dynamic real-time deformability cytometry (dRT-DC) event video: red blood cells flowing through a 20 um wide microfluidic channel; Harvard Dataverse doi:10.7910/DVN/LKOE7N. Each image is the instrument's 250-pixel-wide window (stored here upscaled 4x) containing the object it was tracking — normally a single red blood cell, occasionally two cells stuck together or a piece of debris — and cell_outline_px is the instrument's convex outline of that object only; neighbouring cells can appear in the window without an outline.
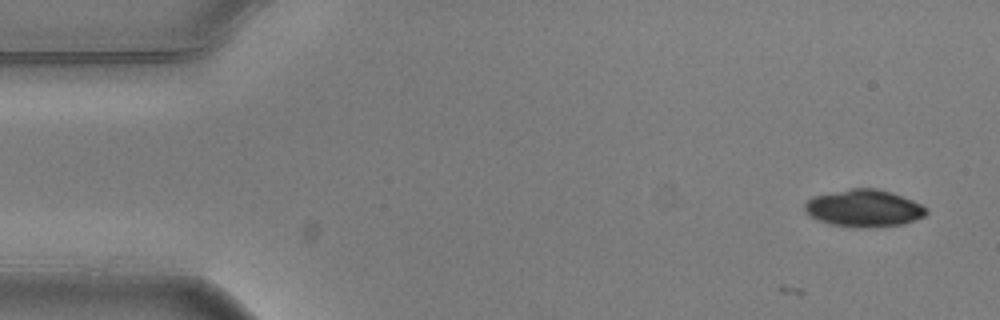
{"species": "common noctule bat (a hibernating species)", "species_latin": "Nyctalus noctula", "temperature_condition": "warm", "stored_images_in_passage": 5, "camera_frame_rate_fps": 3000, "um_per_image_px": 0.085, "animal": {"sex": "male", "body_mass_g": 20.5, "forearm_length_mm": 52.5}, "frame": {"image": 1, "passage_image": 1, "time_ms": 0.0, "image_size_px": [1000, 320], "cell_outline_px": [[928, 212], [924, 216], [904, 224], [864, 228], [852, 228], [828, 224], [808, 216], [804, 208], [804, 204], [812, 196], [848, 188], [876, 188], [892, 192], [912, 200], [920, 204]], "centroid_in_image_um": [73.38, 17.7], "position_along_channel_um": 11.6, "area_um2": 26.65}}